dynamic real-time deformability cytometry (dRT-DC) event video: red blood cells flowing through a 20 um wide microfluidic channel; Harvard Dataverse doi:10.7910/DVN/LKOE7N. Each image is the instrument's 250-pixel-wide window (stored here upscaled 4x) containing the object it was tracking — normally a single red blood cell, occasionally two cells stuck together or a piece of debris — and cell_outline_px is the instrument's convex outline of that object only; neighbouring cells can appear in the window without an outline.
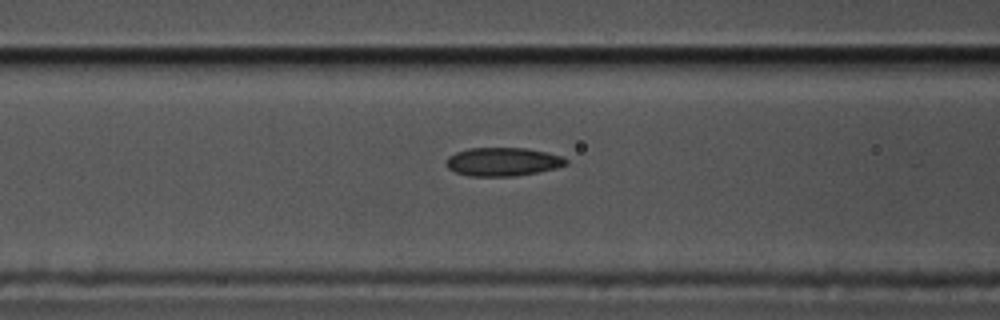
{"species": "common noctule bat (a hibernating species)", "species_latin": "Nyctalus noctula", "temperature_condition": "cold", "stored_images_in_passage": 21, "camera_frame_rate_fps": 3000, "um_per_image_px": 0.085, "animal": {"sex": "male", "body_mass_g": 17.5, "forearm_length_mm": 52.3}, "frame": {"image": 1, "passage_image": 9, "time_ms": 2.667, "image_size_px": [1000, 320], "cell_outline_px": [[568, 164], [556, 168], [516, 176], [468, 176], [456, 172], [448, 168], [444, 164], [448, 156], [456, 152], [468, 148], [528, 148], [548, 152], [560, 156], [568, 160]], "centroid_in_image_um": [42.72, 13.74], "position_along_channel_um": 123.9, "area_um2": 20.0}}
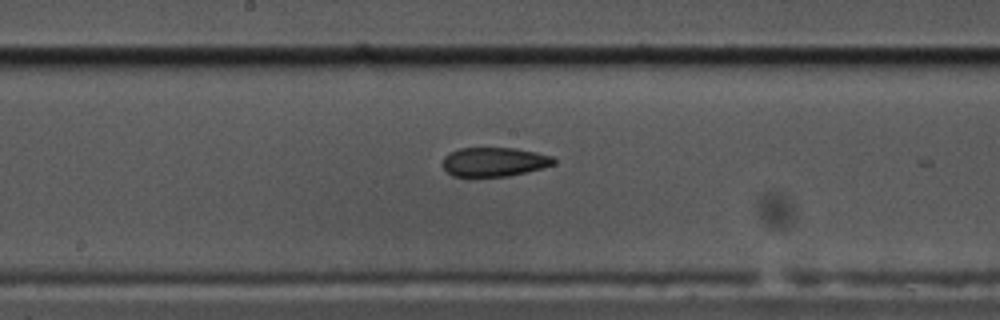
{"frame": {"image": 2, "passage_image": 16, "time_ms": 5.0, "image_size_px": [1000, 320], "cell_outline_px": [[556, 164], [544, 168], [508, 176], [452, 176], [444, 168], [444, 156], [460, 148], [516, 148], [536, 152], [552, 156], [556, 160]], "centroid_in_image_um": [42.06, 13.76], "position_along_channel_um": 206.1, "area_um2": 18.79}}
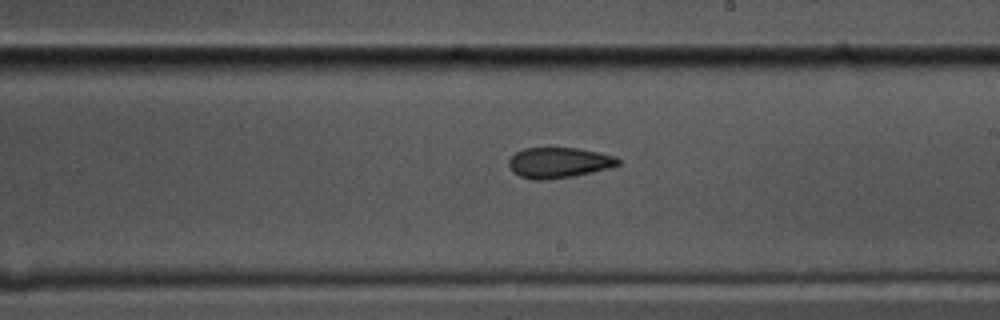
{"frame": {"image": 3, "passage_image": 19, "time_ms": 6.0, "image_size_px": [1000, 320], "cell_outline_px": [[620, 164], [608, 168], [592, 172], [572, 176], [544, 180], [532, 180], [520, 176], [512, 172], [508, 164], [508, 160], [516, 152], [524, 148], [576, 148], [616, 156], [620, 160]], "centroid_in_image_um": [47.47, 13.83], "position_along_channel_um": 241.5, "area_um2": 19.36}}